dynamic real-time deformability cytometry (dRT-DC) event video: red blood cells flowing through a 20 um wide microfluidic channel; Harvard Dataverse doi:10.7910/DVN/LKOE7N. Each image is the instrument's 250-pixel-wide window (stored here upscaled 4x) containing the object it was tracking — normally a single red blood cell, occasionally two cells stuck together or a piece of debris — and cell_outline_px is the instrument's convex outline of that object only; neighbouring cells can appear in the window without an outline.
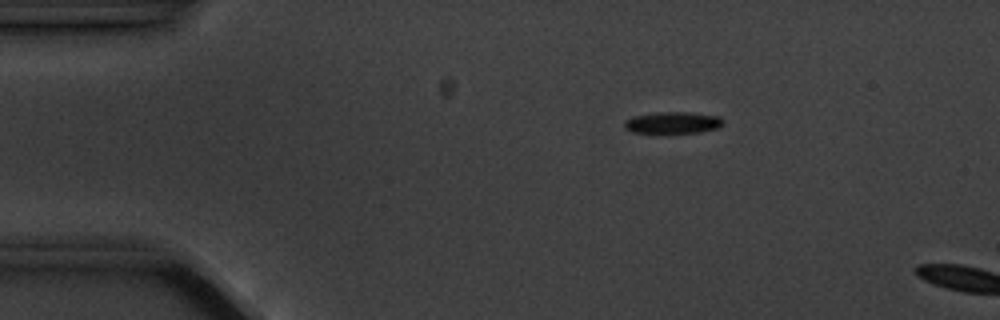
{"species": "common noctule bat (a hibernating species)", "species_latin": "Nyctalus noctula", "temperature_condition": "cold", "stored_images_in_passage": 4, "camera_frame_rate_fps": 3000, "um_per_image_px": 0.085, "animal": {"sex": "male", "body_mass_g": 20.1, "forearm_length_mm": 53.5}, "frame": {"image": 1, "passage_image": 2, "time_ms": 1.0, "image_size_px": [1000, 320], "cell_outline_px": [[724, 124], [720, 128], [700, 132], [660, 136], [632, 132], [624, 128], [624, 120], [632, 116], [656, 112], [688, 112], [720, 116], [724, 120]], "centroid_in_image_um": [57.16, 10.48], "position_along_channel_um": 27.8, "area_um2": 13.53}}